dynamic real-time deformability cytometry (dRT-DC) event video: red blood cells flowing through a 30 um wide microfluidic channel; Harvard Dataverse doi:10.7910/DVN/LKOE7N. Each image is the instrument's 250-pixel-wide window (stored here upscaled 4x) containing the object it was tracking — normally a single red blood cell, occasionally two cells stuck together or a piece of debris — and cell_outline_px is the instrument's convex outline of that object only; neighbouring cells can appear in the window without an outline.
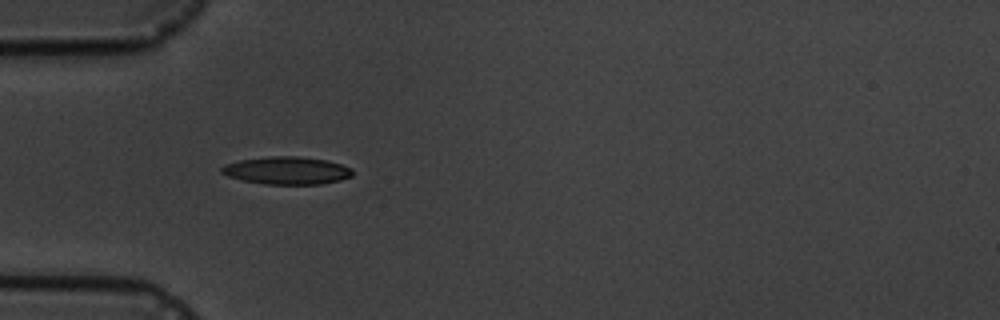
{"species": "common noctule bat (a hibernating species)", "species_latin": "Nyctalus noctula", "temperature_condition": "cold", "stored_images_in_passage": 3, "camera_frame_rate_fps": 3000, "um_per_image_px": 0.085, "animal": {"sex": "male", "body_mass_g": 19.5, "forearm_length_mm": 54.6}, "frame": {"image": 1, "passage_image": 1, "time_ms": 0.0, "image_size_px": [1000, 320], "cell_outline_px": [[352, 176], [340, 180], [320, 184], [264, 184], [240, 180], [228, 176], [220, 172], [220, 168], [224, 164], [240, 160], [268, 156], [300, 156], [328, 160], [352, 168]], "centroid_in_image_um": [24.36, 14.49], "position_along_channel_um": 60.6, "area_um2": 21.27}}
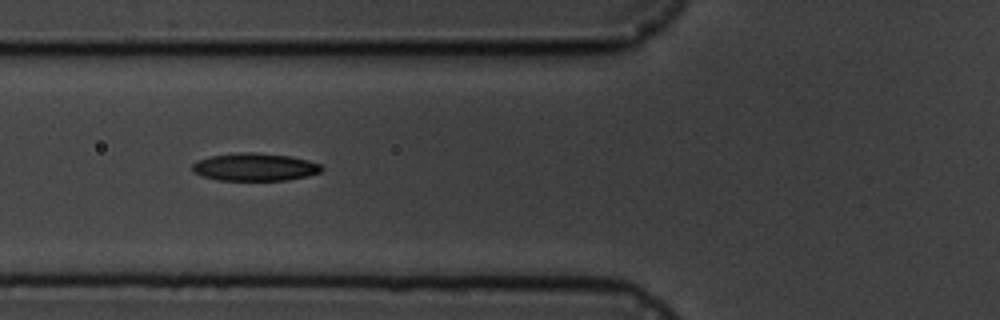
{"frame": {"image": 2, "passage_image": 2, "time_ms": 1.333, "image_size_px": [1000, 320], "cell_outline_px": [[324, 168], [320, 172], [308, 176], [288, 180], [220, 180], [200, 176], [192, 172], [192, 164], [196, 160], [212, 156], [240, 152], [252, 152], [288, 156], [308, 160], [320, 164]], "centroid_in_image_um": [21.64, 14.2], "position_along_channel_um": 104.2, "area_um2": 20.92}}
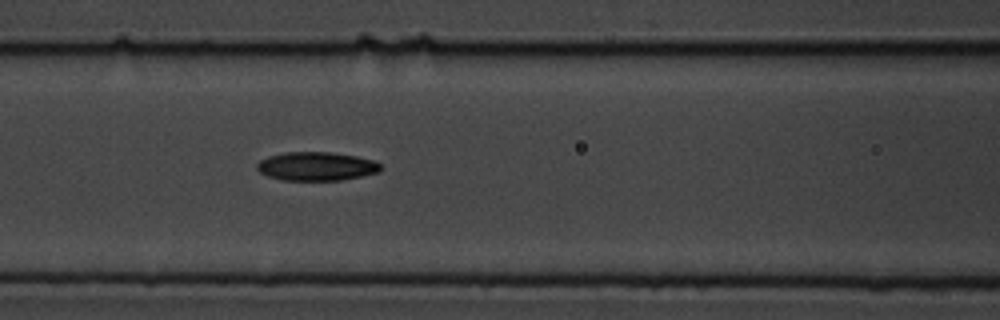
{"frame": {"image": 3, "passage_image": 3, "time_ms": 2.333, "image_size_px": [1000, 320], "cell_outline_px": [[380, 172], [340, 180], [280, 180], [268, 176], [260, 172], [256, 168], [256, 164], [260, 160], [268, 156], [284, 152], [328, 152], [356, 156], [376, 160], [380, 164]], "centroid_in_image_um": [26.88, 14.13], "position_along_channel_um": 139.7, "area_um2": 20.69}}